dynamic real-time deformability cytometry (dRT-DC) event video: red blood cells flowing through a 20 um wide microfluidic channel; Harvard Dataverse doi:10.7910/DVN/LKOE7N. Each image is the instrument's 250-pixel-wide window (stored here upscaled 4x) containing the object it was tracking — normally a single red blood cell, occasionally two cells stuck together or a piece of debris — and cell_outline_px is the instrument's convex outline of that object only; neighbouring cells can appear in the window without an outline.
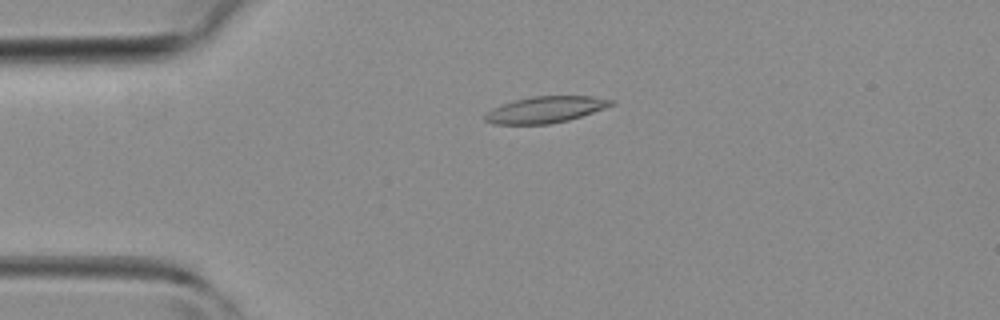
{"species": "common noctule bat (a hibernating species)", "species_latin": "Nyctalus noctula", "temperature_condition": "room temperature", "stored_images_in_passage": 40, "camera_frame_rate_fps": 3000, "um_per_image_px": 0.085, "animal": {"sex": "female", "body_mass_g": 19.3, "forearm_length_mm": 54.1}, "frame": {"image": 1, "passage_image": 6, "time_ms": 1.667, "image_size_px": [1000, 320], "cell_outline_px": [[616, 100], [612, 104], [604, 108], [568, 120], [548, 124], [492, 124], [484, 120], [484, 116], [488, 112], [504, 104], [516, 100], [532, 96], [592, 96]], "centroid_in_image_um": [46.38, 9.32], "position_along_channel_um": 38.6, "area_um2": 19.02}}
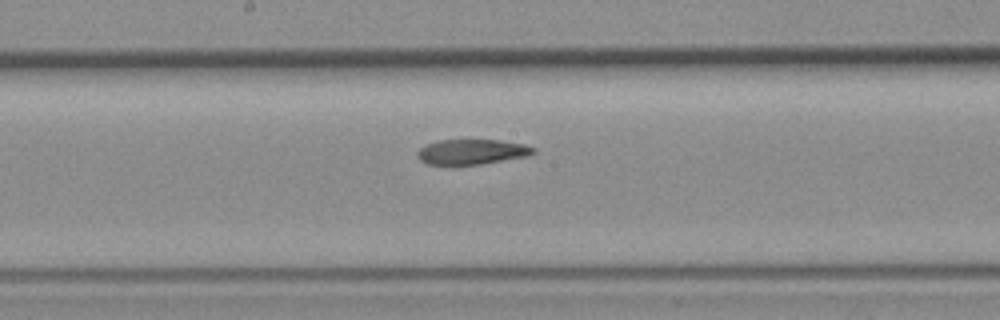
{"frame": {"image": 2, "passage_image": 19, "time_ms": 6.0, "image_size_px": [1000, 320], "cell_outline_px": [[536, 152], [528, 156], [480, 164], [452, 168], [428, 164], [420, 160], [416, 156], [416, 152], [420, 148], [436, 140], [496, 140], [524, 144], [536, 148]], "centroid_in_image_um": [40.04, 12.95], "position_along_channel_um": 208.2, "area_um2": 17.63}}
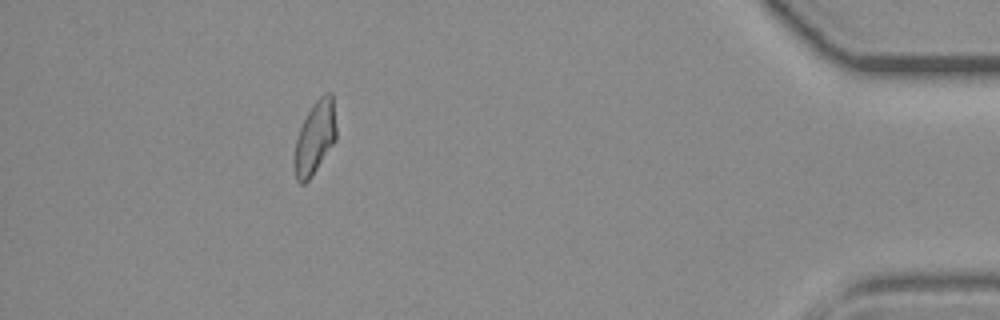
{"frame": {"image": 3, "passage_image": 36, "time_ms": 11.667, "image_size_px": [1000, 320], "cell_outline_px": [[336, 140], [312, 176], [304, 184], [300, 184], [296, 180], [292, 160], [296, 140], [300, 128], [312, 104], [324, 92], [332, 92], [336, 128]], "centroid_in_image_um": [26.75, 11.73], "position_along_channel_um": 408.4, "area_um2": 18.03}}